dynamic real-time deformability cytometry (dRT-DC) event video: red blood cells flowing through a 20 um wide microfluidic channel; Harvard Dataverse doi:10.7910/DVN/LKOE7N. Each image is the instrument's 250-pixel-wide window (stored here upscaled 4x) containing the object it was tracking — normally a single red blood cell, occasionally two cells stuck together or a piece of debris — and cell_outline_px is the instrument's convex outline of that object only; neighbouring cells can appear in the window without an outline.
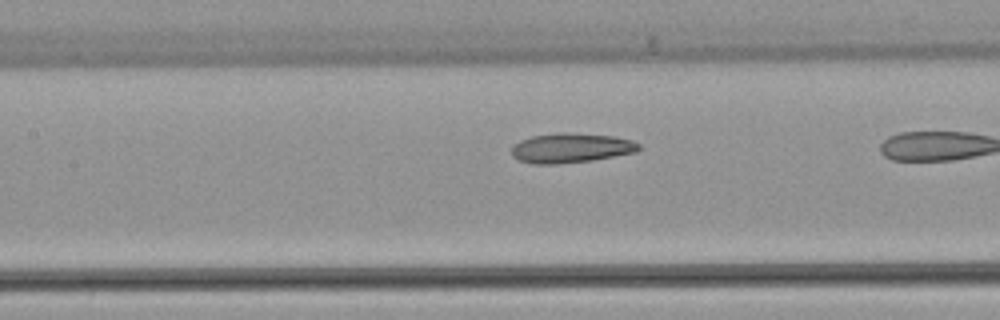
{"species": "common noctule bat (a hibernating species)", "species_latin": "Nyctalus noctula", "temperature_condition": "warm", "stored_images_in_passage": 27, "camera_frame_rate_fps": 3000, "um_per_image_px": 0.085, "animal": {"sex": "female", "body_mass_g": 22.7, "forearm_length_mm": 54.2}, "frame": {"image": 1, "passage_image": 20, "time_ms": 6.333, "image_size_px": [1000, 320], "cell_outline_px": [[640, 148], [636, 152], [592, 160], [556, 164], [532, 164], [520, 160], [512, 156], [512, 144], [520, 140], [532, 136], [556, 132], [568, 132], [616, 136], [632, 140], [640, 144]], "centroid_in_image_um": [48.52, 12.56], "position_along_channel_um": 158.9, "area_um2": 22.2}}